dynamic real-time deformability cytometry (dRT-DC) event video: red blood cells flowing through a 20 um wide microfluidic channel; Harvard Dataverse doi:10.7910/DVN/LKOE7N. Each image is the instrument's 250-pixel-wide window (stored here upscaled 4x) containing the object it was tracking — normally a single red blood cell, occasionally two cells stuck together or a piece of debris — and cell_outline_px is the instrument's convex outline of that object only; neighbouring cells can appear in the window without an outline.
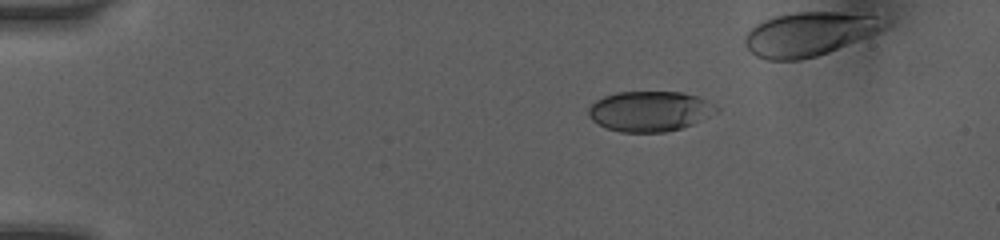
{"species": "human", "species_latin": "Homo sapiens", "temperature_condition": "room temperature", "stored_images_in_passage": 10, "segment_of_instrument_passage": [1, 2], "camera_frame_rate_fps": 3000, "um_per_image_px": 0.085, "donor": {"sex": "female"}, "frame": {"image": 1, "passage_image": 4, "time_ms": 3.0, "image_size_px": [1000, 240], "cell_outline_px": [[720, 112], [692, 124], [680, 128], [664, 132], [620, 132], [608, 128], [592, 120], [588, 116], [588, 108], [596, 100], [604, 96], [616, 92], [684, 92], [696, 96], [720, 108]], "centroid_in_image_um": [55.24, 9.45], "position_along_channel_um": 29.8, "area_um2": 29.94}}
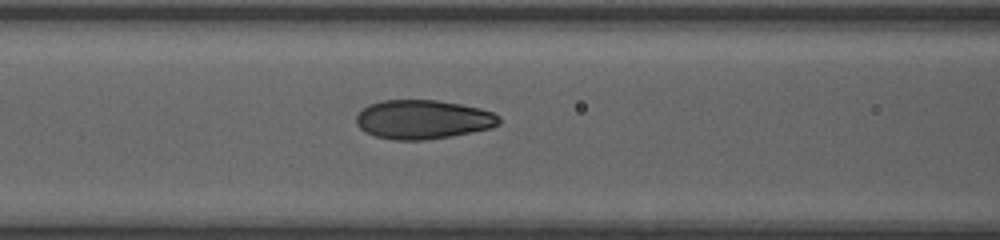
{"frame": {"image": 2, "passage_image": 9, "time_ms": 7.333, "image_size_px": [1000, 240], "cell_outline_px": [[500, 124], [492, 128], [472, 132], [424, 140], [396, 140], [376, 136], [360, 128], [356, 124], [356, 116], [360, 108], [368, 104], [380, 100], [436, 100], [460, 104], [480, 108], [492, 112], [500, 116]], "centroid_in_image_um": [35.94, 10.14], "position_along_channel_um": 130.7, "area_um2": 32.6}}